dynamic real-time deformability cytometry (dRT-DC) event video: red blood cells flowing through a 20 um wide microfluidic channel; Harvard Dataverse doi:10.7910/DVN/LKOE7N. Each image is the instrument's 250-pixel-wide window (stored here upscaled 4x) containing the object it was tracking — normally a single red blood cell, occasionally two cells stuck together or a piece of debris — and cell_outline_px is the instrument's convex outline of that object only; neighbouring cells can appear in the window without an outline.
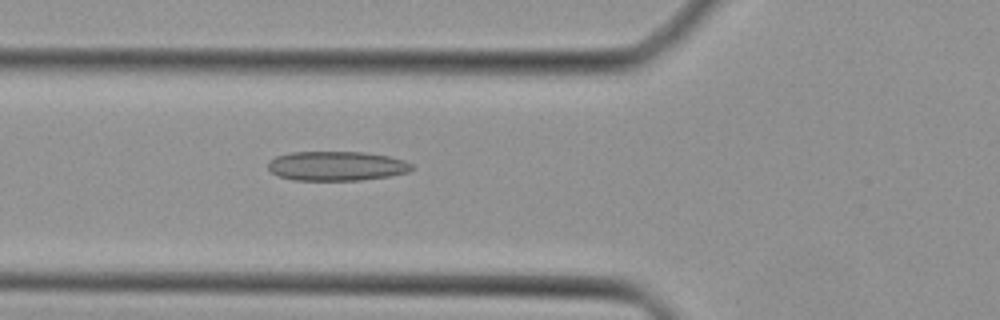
{"species": "Egyptian fruit bat (a non-hibernating species)", "species_latin": "Rousettus aegyptiacus", "temperature_condition": "cold", "stored_images_in_passage": 44, "camera_frame_rate_fps": 3000, "um_per_image_px": 0.085, "animal": {"sex": "female"}, "frame": {"image": 1, "passage_image": 16, "time_ms": 5.0, "image_size_px": [1000, 320], "cell_outline_px": [[416, 168], [408, 172], [392, 176], [360, 180], [292, 180], [280, 176], [272, 172], [268, 168], [268, 160], [276, 156], [292, 152], [364, 152], [388, 156], [404, 160], [412, 164]], "centroid_in_image_um": [28.64, 14.11], "position_along_channel_um": 97.2, "area_um2": 24.8}}
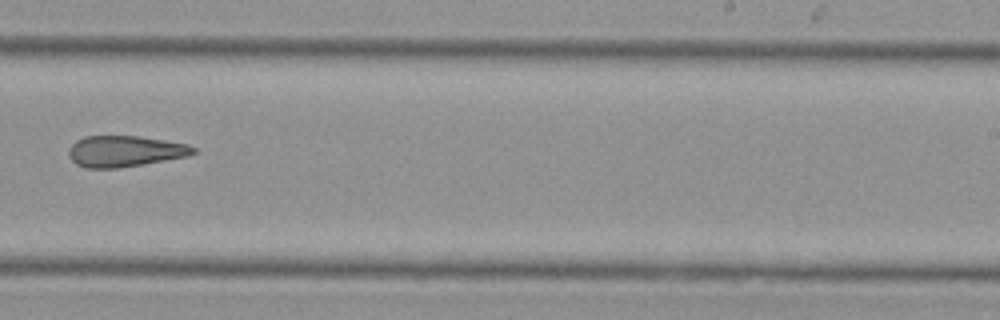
{"frame": {"image": 2, "passage_image": 28, "time_ms": 9.0, "image_size_px": [1000, 320], "cell_outline_px": [[196, 152], [188, 156], [144, 164], [120, 168], [88, 168], [76, 164], [68, 156], [68, 148], [76, 140], [84, 136], [140, 136], [188, 144], [196, 148]], "centroid_in_image_um": [10.6, 12.85], "position_along_channel_um": 278.4, "area_um2": 22.72}}
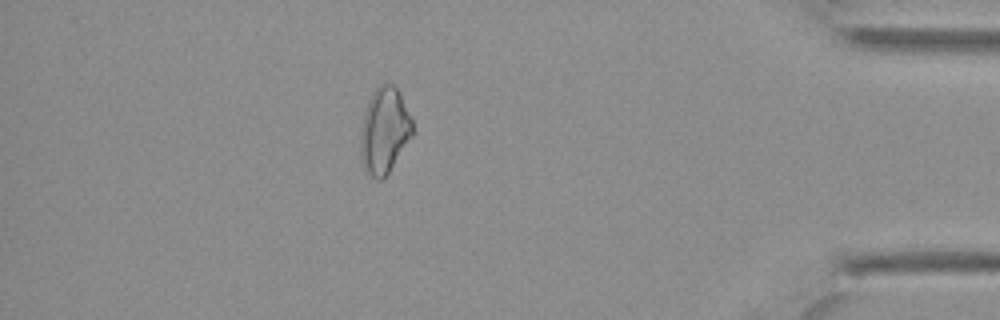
{"frame": {"image": 3, "passage_image": 39, "time_ms": 12.667, "image_size_px": [1000, 320], "cell_outline_px": [[412, 136], [388, 172], [380, 180], [376, 180], [368, 172], [364, 164], [360, 152], [360, 132], [364, 112], [372, 92], [376, 84], [392, 84], [400, 92], [412, 120]], "centroid_in_image_um": [32.66, 11.05], "position_along_channel_um": 402.5, "area_um2": 25.72}}